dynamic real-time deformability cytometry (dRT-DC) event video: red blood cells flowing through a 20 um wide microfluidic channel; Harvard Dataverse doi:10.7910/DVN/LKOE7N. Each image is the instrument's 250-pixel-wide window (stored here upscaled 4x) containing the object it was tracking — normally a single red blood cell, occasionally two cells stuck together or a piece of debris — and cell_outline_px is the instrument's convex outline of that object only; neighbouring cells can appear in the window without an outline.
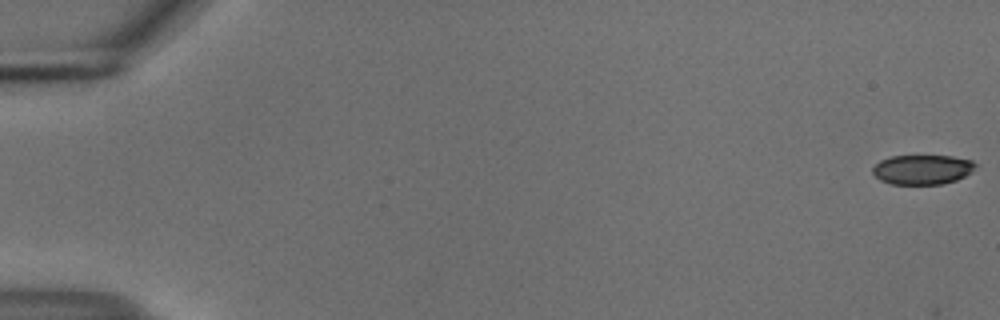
{"species": "common noctule bat (a hibernating species)", "species_latin": "Nyctalus noctula", "temperature_condition": "cold", "stored_images_in_passage": 4, "camera_frame_rate_fps": 3000, "um_per_image_px": 0.085, "animal": {"sex": "male", "body_mass_g": 18.8}, "frame": {"image": 1, "passage_image": 1, "time_ms": 0.0, "image_size_px": [1000, 320], "cell_outline_px": [[976, 164], [972, 172], [956, 180], [944, 184], [892, 184], [880, 180], [872, 172], [872, 168], [880, 160], [892, 156], [952, 156], [972, 160]], "centroid_in_image_um": [78.41, 14.41], "position_along_channel_um": 6.6, "area_um2": 17.74}}